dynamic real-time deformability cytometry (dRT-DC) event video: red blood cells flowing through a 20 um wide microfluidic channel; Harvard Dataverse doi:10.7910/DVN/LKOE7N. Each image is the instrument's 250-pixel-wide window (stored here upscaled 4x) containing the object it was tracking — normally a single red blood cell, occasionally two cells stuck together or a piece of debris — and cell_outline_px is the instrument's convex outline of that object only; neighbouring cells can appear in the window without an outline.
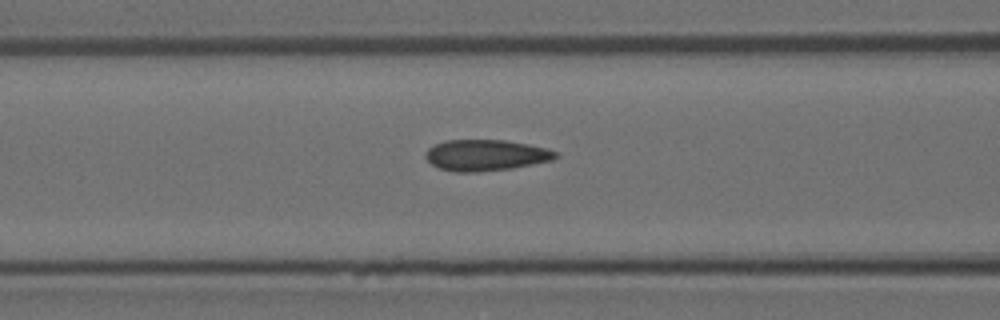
{"species": "Egyptian fruit bat (a non-hibernating species)", "species_latin": "Rousettus aegyptiacus", "temperature_condition": "room temperature", "stored_images_in_passage": 7, "camera_frame_rate_fps": 3000, "um_per_image_px": 0.085, "animal": {"sex": "female"}, "frame": {"image": 1, "passage_image": 5, "time_ms": 1.333, "image_size_px": [1000, 320], "cell_outline_px": [[560, 156], [552, 160], [512, 168], [476, 172], [456, 172], [436, 168], [424, 156], [428, 148], [444, 140], [504, 140], [528, 144], [548, 148], [556, 152]], "centroid_in_image_um": [41.28, 13.19], "position_along_channel_um": 125.3, "area_um2": 23.64}}